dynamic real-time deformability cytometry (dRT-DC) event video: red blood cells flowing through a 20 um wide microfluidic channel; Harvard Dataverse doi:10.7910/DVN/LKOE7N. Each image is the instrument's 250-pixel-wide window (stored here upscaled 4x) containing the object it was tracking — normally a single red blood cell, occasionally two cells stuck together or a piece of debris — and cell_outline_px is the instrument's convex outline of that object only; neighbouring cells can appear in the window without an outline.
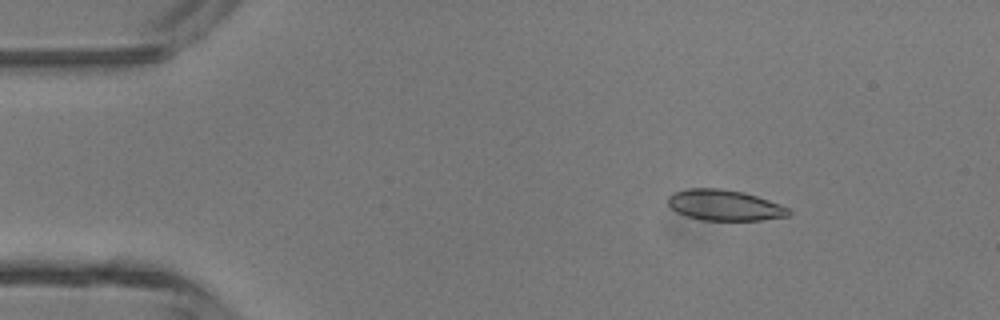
{"species": "common noctule bat (a hibernating species)", "species_latin": "Nyctalus noctula", "temperature_condition": "room temperature", "stored_images_in_passage": 4, "camera_frame_rate_fps": 3000, "um_per_image_px": 0.085, "animal": {"sex": "male", "body_mass_g": 13.3}, "frame": {"image": 1, "passage_image": 2, "time_ms": 0.333, "image_size_px": [1000, 320], "cell_outline_px": [[792, 212], [788, 216], [760, 220], [700, 220], [684, 216], [676, 212], [668, 204], [668, 196], [676, 192], [688, 188], [720, 188], [744, 192], [780, 204], [788, 208]], "centroid_in_image_um": [61.57, 17.44], "position_along_channel_um": 23.4, "area_um2": 21.68}}
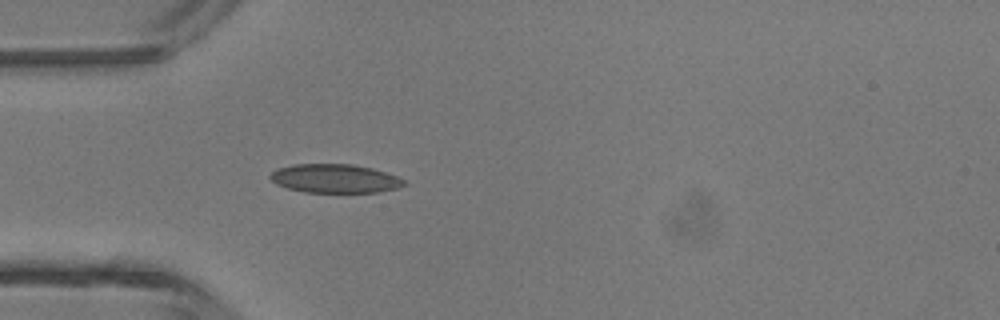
{"frame": {"image": 2, "passage_image": 4, "time_ms": 1.0, "image_size_px": [1000, 320], "cell_outline_px": [[408, 184], [396, 188], [380, 192], [304, 192], [288, 188], [276, 184], [268, 176], [276, 168], [292, 164], [352, 164], [372, 168], [396, 176], [404, 180]], "centroid_in_image_um": [28.44, 15.17], "position_along_channel_um": 56.6, "area_um2": 22.43}}